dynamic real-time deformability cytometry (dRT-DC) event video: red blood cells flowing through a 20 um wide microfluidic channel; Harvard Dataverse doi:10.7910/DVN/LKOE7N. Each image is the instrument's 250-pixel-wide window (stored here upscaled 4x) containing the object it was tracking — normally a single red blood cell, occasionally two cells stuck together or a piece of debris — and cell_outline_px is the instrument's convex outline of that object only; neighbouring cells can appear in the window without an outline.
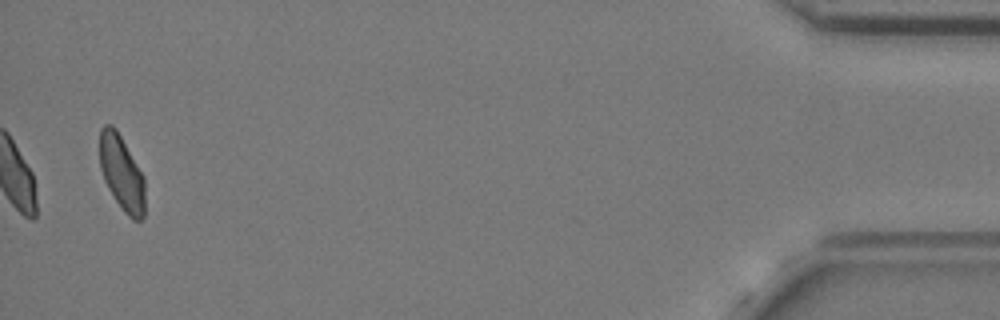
{"species": "common noctule bat (a hibernating species)", "species_latin": "Nyctalus noctula", "temperature_condition": "cold", "stored_images_in_passage": 40, "camera_frame_rate_fps": 3000, "um_per_image_px": 0.085, "animal": {"sex": "female", "body_mass_g": 24.6, "forearm_length_mm": 56.2}, "frame": {"image": 1, "passage_image": 40, "time_ms": 13.0, "image_size_px": [1000, 320], "cell_outline_px": [[144, 216], [140, 220], [132, 220], [124, 212], [108, 188], [104, 180], [100, 168], [100, 128], [104, 124], [112, 124], [116, 128], [144, 176]], "centroid_in_image_um": [10.34, 14.69], "position_along_channel_um": 424.9, "area_um2": 19.77}, "authors_computed_cell_mechanics": {"area_um2": 20.2878, "velocity_mm_per_s": 3.6297, "shape_relaxation_time_tau1_ms": null, "shape_relaxation_time_tau2_ms": 2.4912, "deformation_change_tau1": null, "deformation_change_tau2": 0.099}}